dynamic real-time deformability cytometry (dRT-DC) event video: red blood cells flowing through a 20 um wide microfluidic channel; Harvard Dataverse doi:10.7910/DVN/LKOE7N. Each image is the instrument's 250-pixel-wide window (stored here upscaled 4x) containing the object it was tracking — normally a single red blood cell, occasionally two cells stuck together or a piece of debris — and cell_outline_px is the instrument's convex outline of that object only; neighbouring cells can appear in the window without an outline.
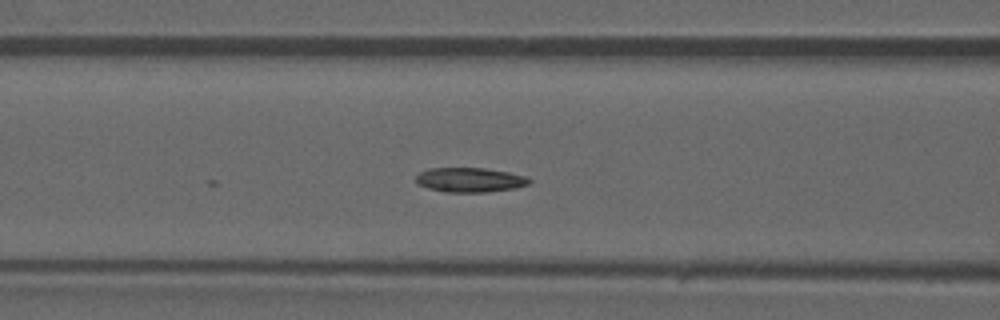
{"species": "common noctule bat (a hibernating species)", "species_latin": "Nyctalus noctula", "temperature_condition": "warm", "stored_images_in_passage": 13, "camera_frame_rate_fps": 3000, "um_per_image_px": 0.085, "animal": {"sex": "male", "forearm_length_mm": 52.5}, "frame": {"image": 1, "passage_image": 13, "time_ms": 4.0, "image_size_px": [1000, 320], "cell_outline_px": [[532, 180], [528, 184], [516, 188], [488, 192], [444, 192], [428, 188], [420, 184], [416, 180], [416, 176], [420, 172], [428, 168], [484, 168], [508, 172], [524, 176]], "centroid_in_image_um": [39.94, 15.29], "position_along_channel_um": 126.7, "area_um2": 16.13}}